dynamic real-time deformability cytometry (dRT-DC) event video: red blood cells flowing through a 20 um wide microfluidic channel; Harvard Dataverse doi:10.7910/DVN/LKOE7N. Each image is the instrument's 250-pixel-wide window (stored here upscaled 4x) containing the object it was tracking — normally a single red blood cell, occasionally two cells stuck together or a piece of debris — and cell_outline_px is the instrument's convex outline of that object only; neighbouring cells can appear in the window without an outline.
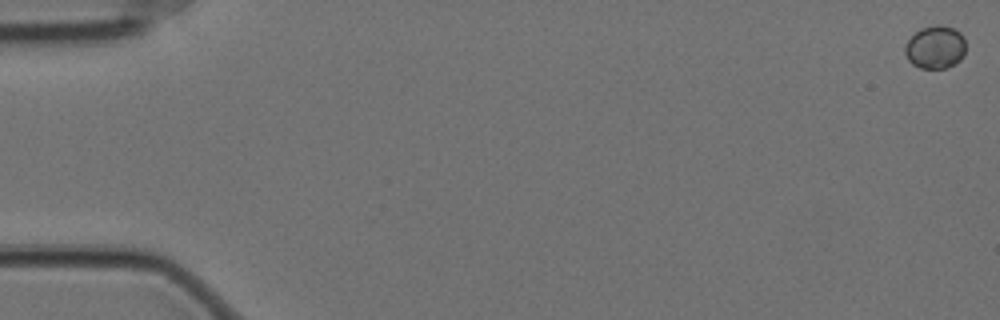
{"species": "Egyptian fruit bat (a non-hibernating species)", "species_latin": "Rousettus aegyptiacus", "temperature_condition": "cold", "stored_images_in_passage": 59, "camera_frame_rate_fps": 3000, "um_per_image_px": 0.085, "animal": {"sex": "female"}, "frame": {"image": 1, "passage_image": 1, "time_ms": 0.0, "image_size_px": [1000, 320], "cell_outline_px": [[964, 56], [956, 64], [948, 68], [920, 68], [912, 64], [908, 60], [904, 52], [904, 48], [908, 40], [920, 28], [936, 24], [940, 24], [952, 28], [960, 32], [964, 36]], "centroid_in_image_um": [79.5, 4.02], "position_along_channel_um": 5.5, "area_um2": 15.37}}
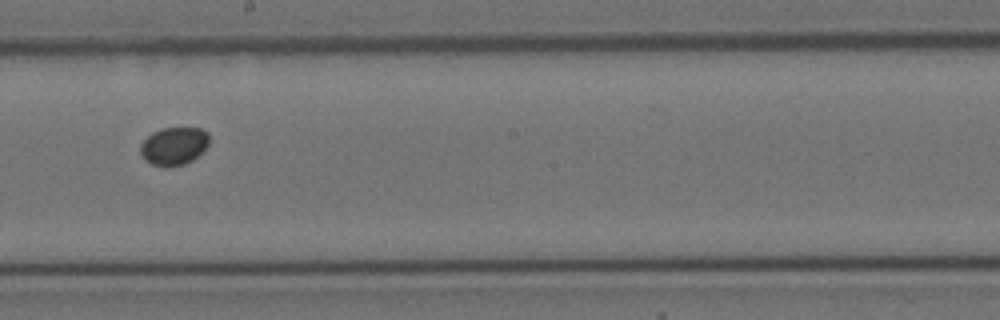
{"frame": {"image": 2, "passage_image": 34, "time_ms": 11.0, "image_size_px": [1000, 320], "cell_outline_px": [[208, 144], [192, 160], [184, 164], [152, 164], [144, 160], [140, 152], [140, 144], [152, 132], [164, 128], [200, 128], [208, 132]], "centroid_in_image_um": [14.76, 12.37], "position_along_channel_um": 233.4, "area_um2": 14.68}}
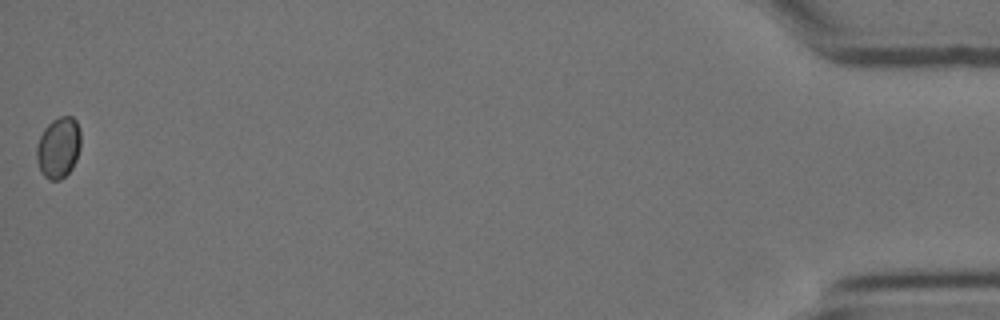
{"frame": {"image": 3, "passage_image": 59, "time_ms": 19.333, "image_size_px": [1000, 320], "cell_outline_px": [[80, 148], [76, 160], [72, 168], [60, 180], [48, 180], [40, 172], [36, 156], [36, 148], [40, 136], [44, 128], [52, 120], [60, 116], [72, 116], [76, 120], [80, 128]], "centroid_in_image_um": [4.97, 12.54], "position_along_channel_um": 430.2, "area_um2": 15.84}}